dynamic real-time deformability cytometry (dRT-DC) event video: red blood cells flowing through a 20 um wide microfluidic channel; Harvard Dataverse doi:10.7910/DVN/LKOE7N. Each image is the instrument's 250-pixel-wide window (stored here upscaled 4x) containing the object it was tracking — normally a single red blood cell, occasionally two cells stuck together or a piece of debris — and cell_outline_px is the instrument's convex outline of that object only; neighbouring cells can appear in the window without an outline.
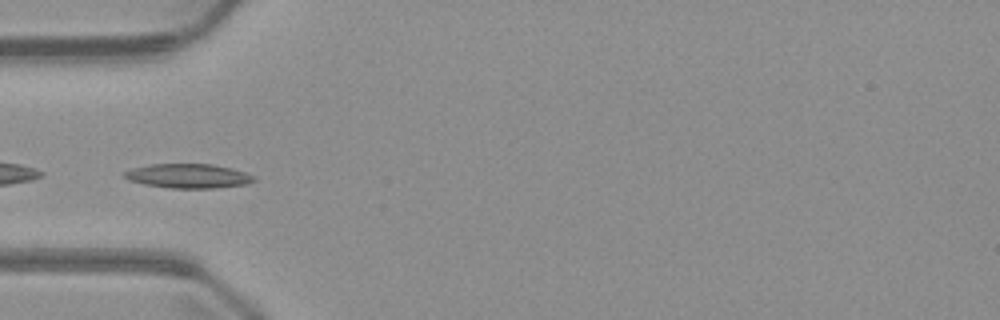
{"species": "common noctule bat (a hibernating species)", "species_latin": "Nyctalus noctula", "temperature_condition": "warm", "stored_images_in_passage": 6, "camera_frame_rate_fps": 3000, "um_per_image_px": 0.085, "animal": {"sex": "male", "body_mass_g": 23.1, "forearm_length_mm": 52.7}, "frame": {"image": 1, "passage_image": 5, "time_ms": 5.0, "image_size_px": [1000, 320], "cell_outline_px": [[256, 180], [244, 184], [216, 188], [168, 188], [144, 184], [128, 180], [124, 176], [124, 172], [132, 168], [148, 164], [212, 164], [232, 168], [256, 176]], "centroid_in_image_um": [15.99, 14.95], "position_along_channel_um": 69.0, "area_um2": 18.38}}
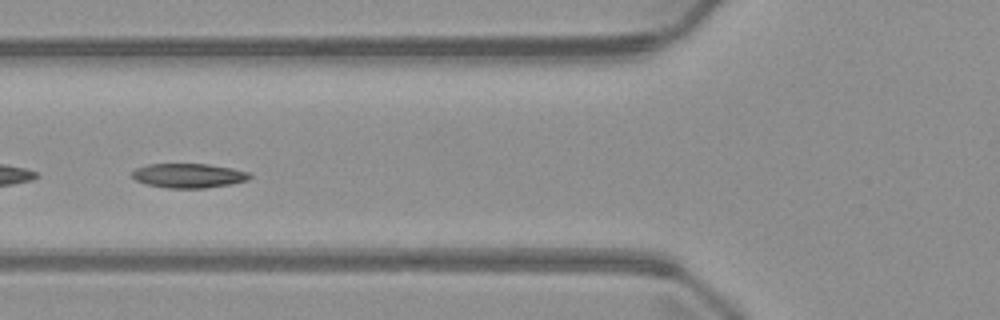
{"frame": {"image": 2, "passage_image": 6, "time_ms": 6.0, "image_size_px": [1000, 320], "cell_outline_px": [[252, 176], [248, 180], [232, 184], [204, 188], [168, 188], [144, 184], [136, 180], [132, 176], [132, 172], [136, 168], [148, 164], [208, 164], [232, 168], [248, 172]], "centroid_in_image_um": [16.03, 14.93], "position_along_channel_um": 109.8, "area_um2": 16.76}}